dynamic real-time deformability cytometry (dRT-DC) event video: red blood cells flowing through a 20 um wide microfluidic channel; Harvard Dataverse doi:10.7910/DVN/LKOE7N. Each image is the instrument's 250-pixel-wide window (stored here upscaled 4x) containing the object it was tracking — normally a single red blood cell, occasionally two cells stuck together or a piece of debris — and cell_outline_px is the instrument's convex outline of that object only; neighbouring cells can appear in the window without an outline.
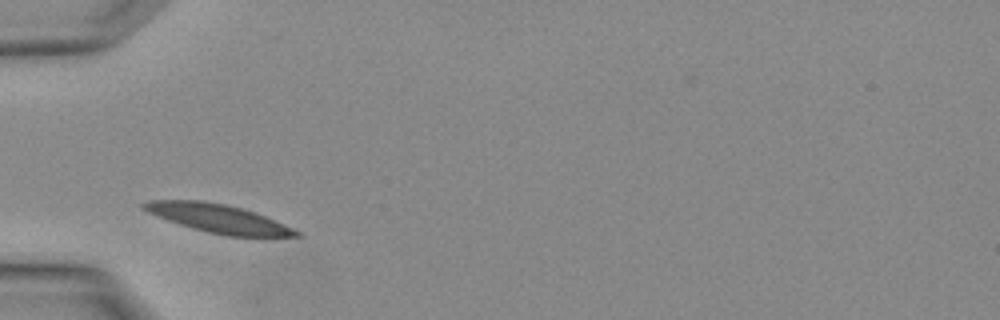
{"species": "Egyptian fruit bat (a non-hibernating species)", "species_latin": "Rousettus aegyptiacus", "temperature_condition": "warm", "stored_images_in_passage": 1, "camera_frame_rate_fps": 3000, "um_per_image_px": 0.085, "animal": {"sex": "female"}, "frame": {"image": 1, "passage_image": 1, "time_ms": 0.0, "image_size_px": [1000, 320], "cell_outline_px": [[304, 236], [228, 236], [208, 232], [192, 228], [168, 220], [148, 212], [140, 208], [140, 204], [148, 200], [204, 200], [224, 204], [240, 208], [264, 216], [292, 228], [300, 232]], "centroid_in_image_um": [18.49, 18.56], "position_along_channel_um": 66.5, "area_um2": 24.85}}